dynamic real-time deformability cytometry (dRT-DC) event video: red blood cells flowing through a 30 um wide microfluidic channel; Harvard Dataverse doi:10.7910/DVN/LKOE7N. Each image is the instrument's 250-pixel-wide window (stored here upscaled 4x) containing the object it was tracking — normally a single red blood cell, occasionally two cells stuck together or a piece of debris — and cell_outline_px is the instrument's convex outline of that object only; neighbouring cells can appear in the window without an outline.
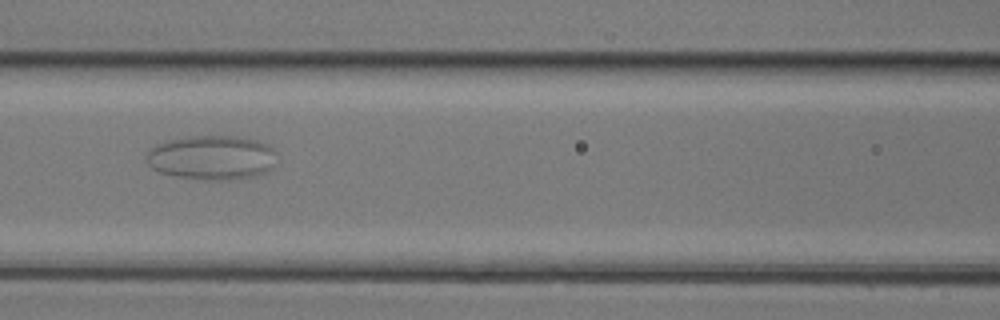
{"species": "common noctule bat (a hibernating species)", "species_latin": "Nyctalus noctula", "temperature_condition": "room temperature", "stored_images_in_passage": 47, "camera_frame_rate_fps": 3000, "um_per_image_px": 0.085, "animal": {"sex": "female", "body_mass_g": 17.0, "forearm_length_mm": 48.0}, "frame": {"image": 1, "passage_image": 18, "time_ms": 5.667, "image_size_px": [1000, 320], "cell_outline_px": [[272, 168], [256, 176], [228, 180], [204, 180], [176, 176], [160, 172], [152, 168], [148, 164], [148, 152], [152, 148], [168, 140], [192, 136], [232, 136], [256, 140], [268, 144], [272, 148]], "centroid_in_image_um": [17.99, 13.4], "position_along_channel_um": 148.6, "area_um2": 33.18}}
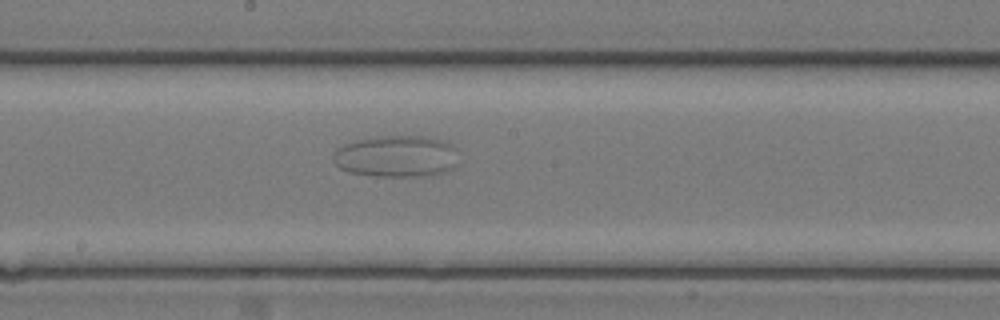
{"frame": {"image": 2, "passage_image": 23, "time_ms": 7.333, "image_size_px": [1000, 320], "cell_outline_px": [[456, 168], [436, 176], [376, 176], [348, 172], [340, 168], [332, 160], [332, 156], [336, 148], [344, 144], [356, 140], [384, 136], [424, 136], [440, 140], [452, 144], [456, 148]], "centroid_in_image_um": [33.71, 13.3], "position_along_channel_um": 214.5, "area_um2": 30.81}}
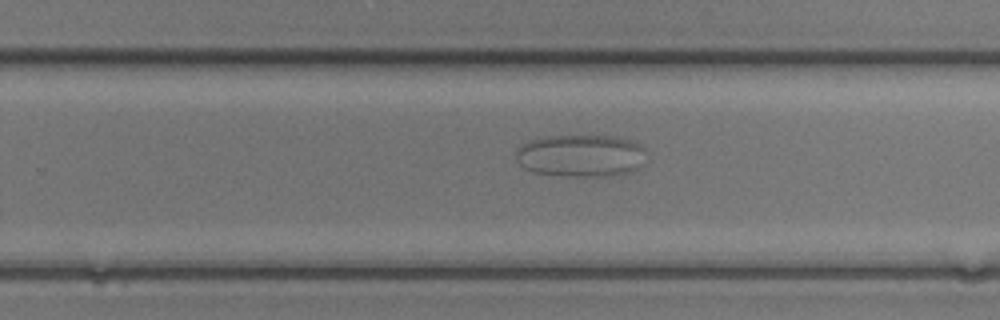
{"frame": {"image": 3, "passage_image": 28, "time_ms": 9.0, "image_size_px": [1000, 320], "cell_outline_px": [[644, 164], [640, 168], [628, 172], [608, 176], [560, 176], [532, 172], [524, 168], [516, 160], [516, 152], [520, 144], [528, 140], [544, 136], [612, 136], [632, 140], [640, 144], [644, 148]], "centroid_in_image_um": [49.35, 13.23], "position_along_channel_um": 280.5, "area_um2": 32.6}}